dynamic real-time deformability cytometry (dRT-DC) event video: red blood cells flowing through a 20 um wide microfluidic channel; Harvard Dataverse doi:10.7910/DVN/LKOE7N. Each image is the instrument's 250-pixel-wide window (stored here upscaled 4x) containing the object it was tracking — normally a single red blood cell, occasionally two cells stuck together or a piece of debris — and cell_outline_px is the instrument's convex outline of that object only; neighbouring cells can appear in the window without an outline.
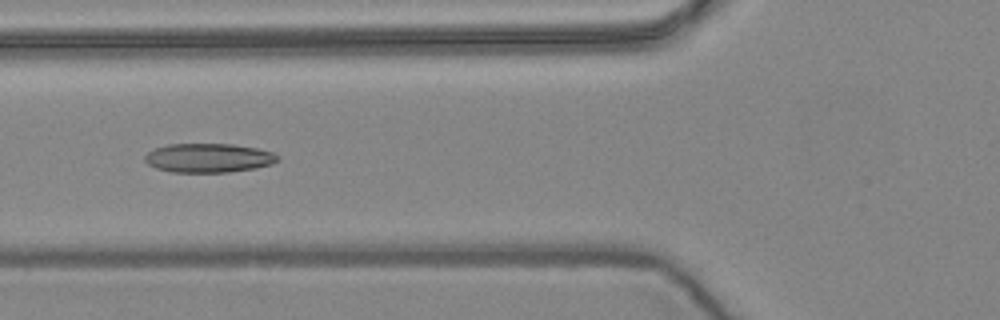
{"species": "common noctule bat (a hibernating species)", "species_latin": "Nyctalus noctula", "temperature_condition": "warm", "stored_images_in_passage": 11, "camera_frame_rate_fps": 3000, "um_per_image_px": 0.085, "animal": {"sex": "female", "body_mass_g": 24.6, "forearm_length_mm": 56.2}, "frame": {"image": 1, "passage_image": 2, "time_ms": 0.333, "image_size_px": [1000, 320], "cell_outline_px": [[280, 160], [272, 164], [256, 168], [228, 172], [172, 172], [156, 168], [148, 164], [144, 160], [144, 156], [148, 152], [156, 148], [168, 144], [232, 144], [256, 148], [272, 152], [280, 156]], "centroid_in_image_um": [17.74, 13.42], "position_along_channel_um": 108.1, "area_um2": 22.54}}
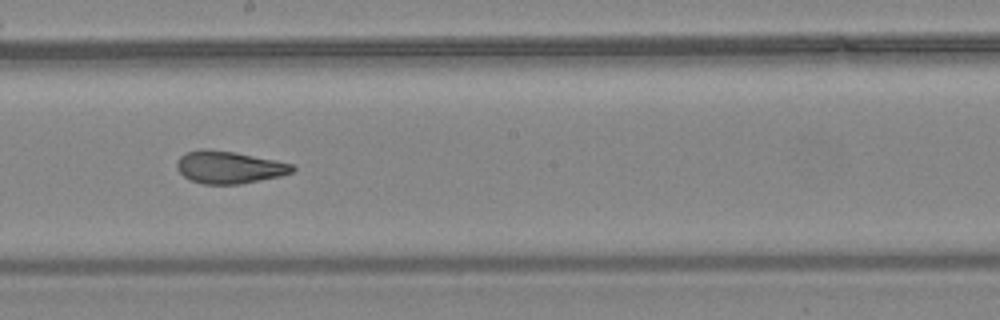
{"frame": {"image": 2, "passage_image": 5, "time_ms": 1.333, "image_size_px": [1000, 320], "cell_outline_px": [[296, 168], [292, 172], [280, 176], [240, 184], [204, 184], [192, 180], [184, 176], [176, 168], [176, 164], [180, 156], [188, 152], [200, 148], [204, 148], [232, 152], [276, 160], [292, 164]], "centroid_in_image_um": [19.46, 14.21], "position_along_channel_um": 228.7, "area_um2": 21.62}}
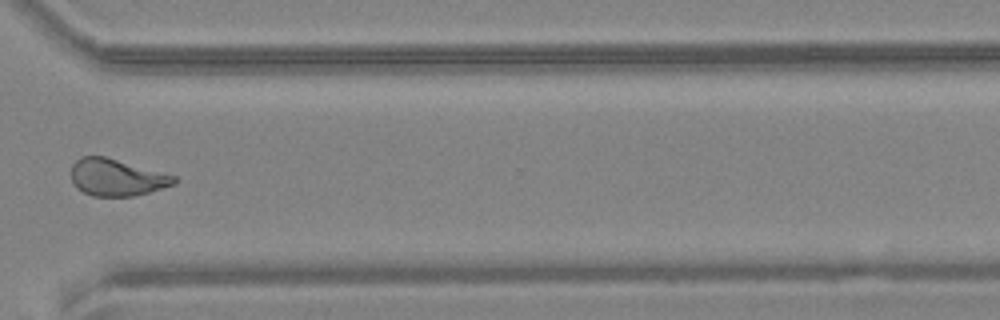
{"frame": {"image": 3, "passage_image": 8, "time_ms": 2.333, "image_size_px": [1000, 320], "cell_outline_px": [[180, 180], [176, 184], [136, 196], [92, 196], [76, 188], [72, 180], [72, 164], [80, 156], [104, 156], [176, 176]], "centroid_in_image_um": [9.93, 15.09], "position_along_channel_um": 360.7, "area_um2": 22.2}}